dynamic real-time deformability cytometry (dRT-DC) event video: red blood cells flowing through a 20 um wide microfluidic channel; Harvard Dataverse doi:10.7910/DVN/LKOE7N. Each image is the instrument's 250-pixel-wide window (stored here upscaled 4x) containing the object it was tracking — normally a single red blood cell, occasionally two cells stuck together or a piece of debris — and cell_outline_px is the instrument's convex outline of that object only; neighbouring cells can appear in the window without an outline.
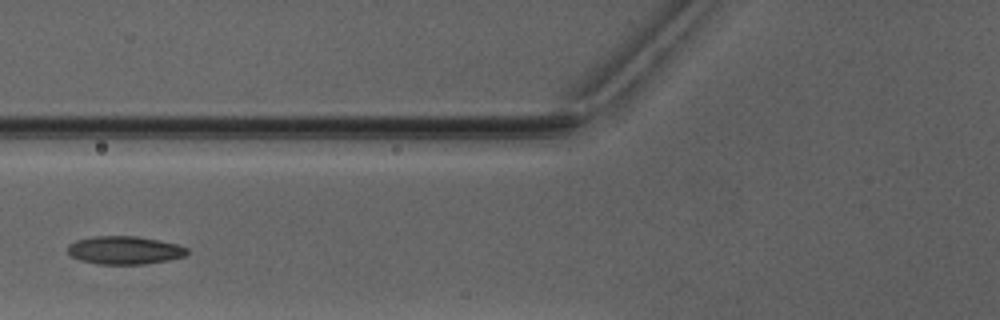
{"species": "Egyptian fruit bat (a non-hibernating species)", "species_latin": "Rousettus aegyptiacus", "temperature_condition": "warm", "stored_images_in_passage": 3, "camera_frame_rate_fps": 3000, "um_per_image_px": 0.085, "animal": {"sex": "male"}, "frame": {"image": 1, "passage_image": 3, "time_ms": 2.333, "image_size_px": [1000, 320], "cell_outline_px": [[188, 252], [184, 256], [168, 260], [144, 264], [96, 264], [80, 260], [72, 256], [68, 252], [68, 244], [76, 240], [96, 236], [136, 236], [176, 244], [188, 248]], "centroid_in_image_um": [10.57, 21.27], "position_along_channel_um": 115.2, "area_um2": 19.42}}